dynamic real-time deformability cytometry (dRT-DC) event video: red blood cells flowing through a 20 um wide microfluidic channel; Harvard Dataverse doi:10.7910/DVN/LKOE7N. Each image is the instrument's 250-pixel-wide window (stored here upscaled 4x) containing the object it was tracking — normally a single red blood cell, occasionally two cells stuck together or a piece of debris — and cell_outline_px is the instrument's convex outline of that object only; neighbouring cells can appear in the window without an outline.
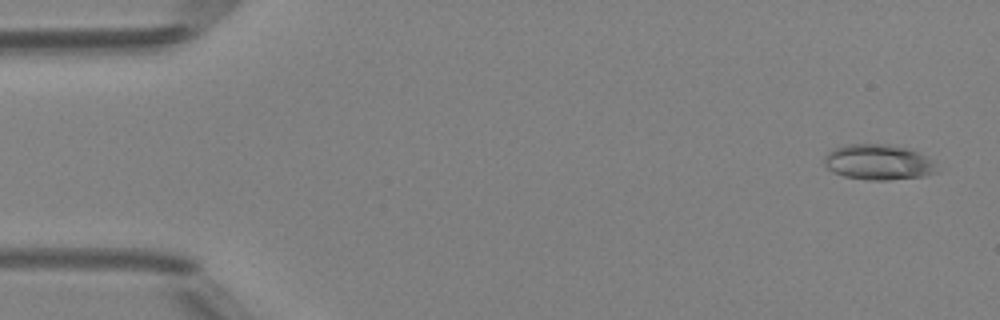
{"species": "Egyptian fruit bat (a non-hibernating species)", "species_latin": "Rousettus aegyptiacus", "temperature_condition": "room temperature", "stored_images_in_passage": 49, "camera_frame_rate_fps": 3000, "um_per_image_px": 0.085, "animal": {"sex": "female"}, "frame": {"image": 1, "passage_image": 2, "time_ms": 0.333, "image_size_px": [1000, 320], "cell_outline_px": [[940, 172], [924, 176], [888, 180], [868, 180], [844, 176], [832, 172], [824, 164], [824, 156], [828, 152], [844, 144], [888, 144], [912, 148], [932, 160]], "centroid_in_image_um": [74.69, 13.78], "position_along_channel_um": 10.3, "area_um2": 23.58}}
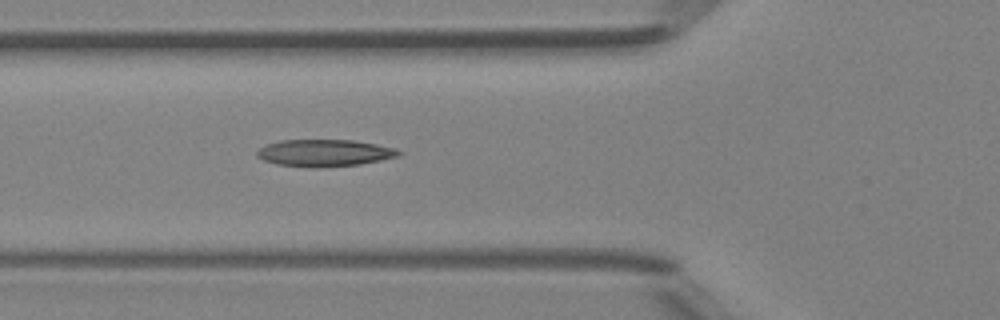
{"frame": {"image": 2, "passage_image": 18, "time_ms": 5.667, "image_size_px": [1000, 320], "cell_outline_px": [[404, 152], [396, 156], [380, 160], [360, 164], [316, 168], [276, 164], [264, 160], [256, 156], [256, 152], [260, 148], [268, 144], [280, 140], [352, 140], [376, 144], [396, 148]], "centroid_in_image_um": [27.58, 13.0], "position_along_channel_um": 98.2, "area_um2": 22.2}}
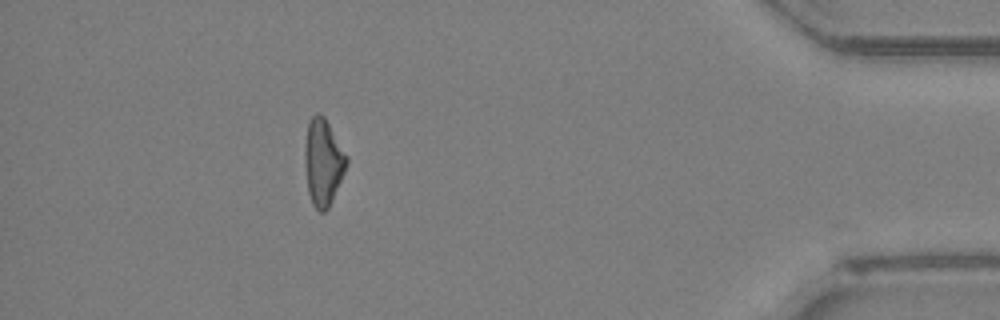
{"frame": {"image": 3, "passage_image": 44, "time_ms": 14.333, "image_size_px": [1000, 320], "cell_outline_px": [[348, 160], [344, 172], [332, 200], [328, 208], [324, 212], [320, 212], [312, 204], [308, 192], [304, 164], [304, 152], [308, 120], [316, 112], [320, 112], [324, 116], [348, 156]], "centroid_in_image_um": [27.45, 13.75], "position_along_channel_um": 407.8, "area_um2": 21.15}, "authors_computed_cell_mechanics": {"area_um2": 21.3282, "velocity_mm_per_s": 4.2, "shape_relaxation_time_tau1_ms": 10.7432, "shape_relaxation_time_tau2_ms": 3.7177, "deformation_change_tau1": 0.2671, "deformation_change_tau2": 0.1411}}